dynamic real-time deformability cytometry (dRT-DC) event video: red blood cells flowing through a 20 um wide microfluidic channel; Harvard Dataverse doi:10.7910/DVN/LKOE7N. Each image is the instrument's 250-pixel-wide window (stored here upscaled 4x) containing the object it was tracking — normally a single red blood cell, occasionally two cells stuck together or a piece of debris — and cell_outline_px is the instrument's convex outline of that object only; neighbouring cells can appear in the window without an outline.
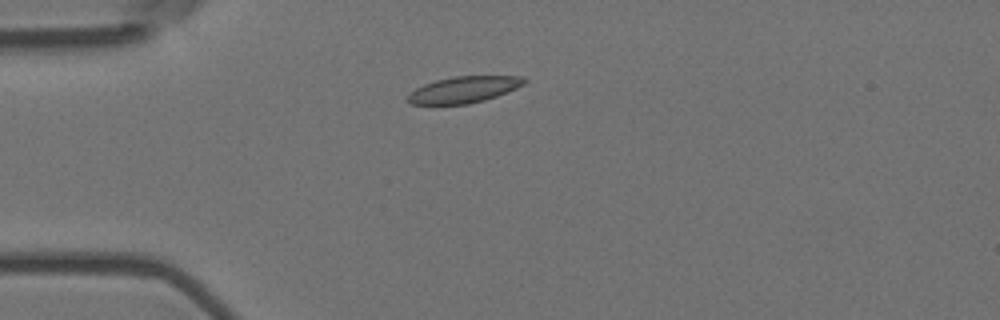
{"species": "Egyptian fruit bat (a non-hibernating species)", "species_latin": "Rousettus aegyptiacus", "temperature_condition": "room temperature", "stored_images_in_passage": 4, "camera_frame_rate_fps": 3000, "um_per_image_px": 0.085, "animal": {"sex": "female"}, "frame": {"image": 1, "passage_image": 1, "time_ms": 0.0, "image_size_px": [1000, 320], "cell_outline_px": [[528, 80], [524, 84], [516, 88], [496, 96], [484, 100], [468, 104], [412, 104], [404, 100], [416, 88], [424, 84], [436, 80], [452, 76], [524, 76]], "centroid_in_image_um": [39.43, 7.61], "position_along_channel_um": 45.6, "area_um2": 17.86}}
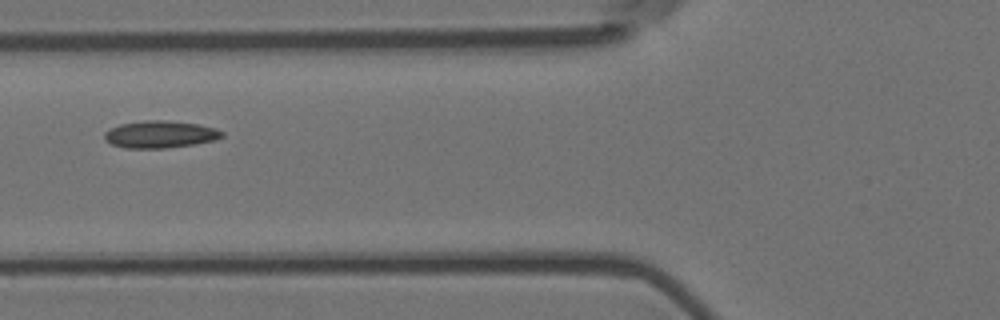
{"frame": {"image": 2, "passage_image": 3, "time_ms": 0.667, "image_size_px": [1000, 320], "cell_outline_px": [[224, 136], [216, 140], [192, 144], [164, 148], [124, 148], [112, 144], [104, 140], [104, 132], [120, 124], [144, 120], [164, 120], [196, 124], [216, 128], [224, 132]], "centroid_in_image_um": [13.6, 11.42], "position_along_channel_um": 112.2, "area_um2": 18.55}}
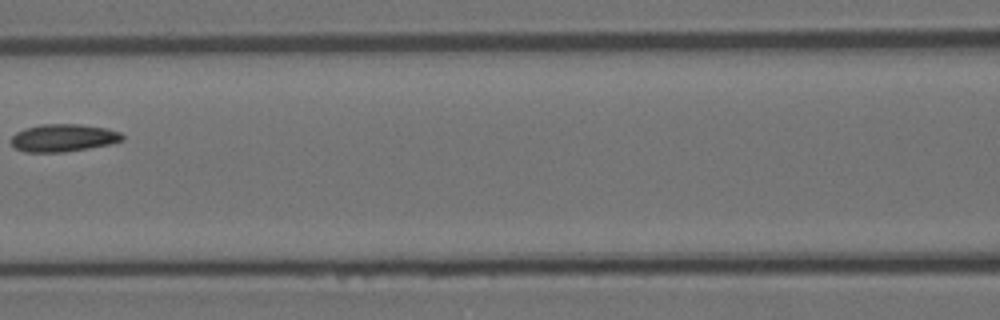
{"frame": {"image": 3, "passage_image": 4, "time_ms": 1.0, "image_size_px": [1000, 320], "cell_outline_px": [[124, 140], [112, 144], [64, 152], [24, 152], [16, 148], [12, 144], [12, 136], [16, 132], [24, 128], [40, 124], [80, 124], [108, 128], [120, 132], [124, 136]], "centroid_in_image_um": [5.41, 11.71], "position_along_channel_um": 161.2, "area_um2": 18.03}}